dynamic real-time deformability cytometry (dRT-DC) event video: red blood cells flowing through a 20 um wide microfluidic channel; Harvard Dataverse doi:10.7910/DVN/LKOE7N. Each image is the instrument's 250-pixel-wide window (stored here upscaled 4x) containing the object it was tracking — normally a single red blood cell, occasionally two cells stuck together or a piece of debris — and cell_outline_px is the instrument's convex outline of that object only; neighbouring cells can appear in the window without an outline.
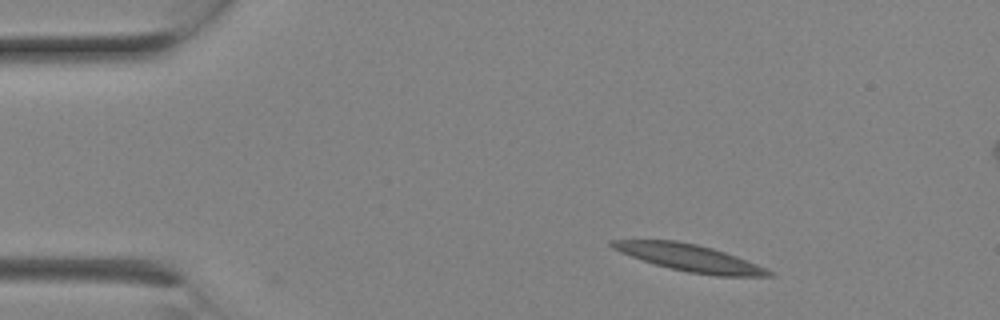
{"species": "Egyptian fruit bat (a non-hibernating species)", "species_latin": "Rousettus aegyptiacus", "temperature_condition": "room temperature", "stored_images_in_passage": 2, "camera_frame_rate_fps": 3000, "um_per_image_px": 0.085, "animal": {"sex": "female"}, "frame": {"image": 1, "passage_image": 1, "time_ms": 0.0, "image_size_px": [1000, 320], "cell_outline_px": [[776, 272], [772, 276], [716, 276], [688, 272], [668, 268], [620, 252], [612, 248], [608, 244], [608, 240], [676, 240], [696, 244], [712, 248], [736, 256], [768, 268]], "centroid_in_image_um": [58.65, 21.92], "position_along_channel_um": 26.3, "area_um2": 24.57}}